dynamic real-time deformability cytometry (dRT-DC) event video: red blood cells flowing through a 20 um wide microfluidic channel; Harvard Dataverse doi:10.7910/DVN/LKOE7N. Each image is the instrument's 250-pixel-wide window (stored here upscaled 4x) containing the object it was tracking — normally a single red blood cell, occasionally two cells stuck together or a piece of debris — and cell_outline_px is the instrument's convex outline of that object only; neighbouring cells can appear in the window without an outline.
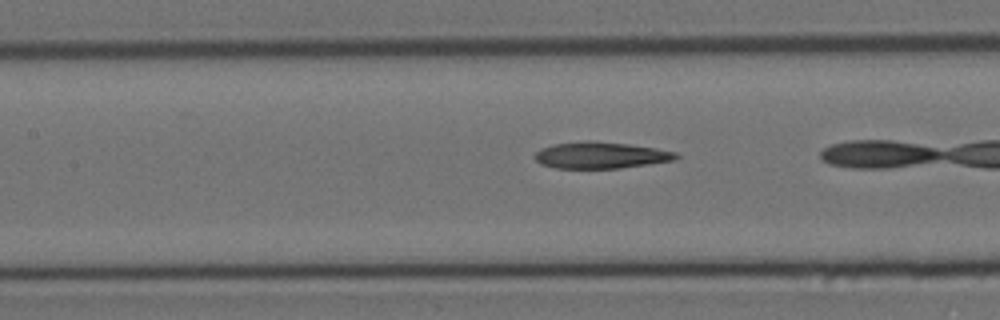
{"species": "Egyptian fruit bat (a non-hibernating species)", "species_latin": "Rousettus aegyptiacus", "temperature_condition": "cold", "stored_images_in_passage": 24, "camera_frame_rate_fps": 3000, "um_per_image_px": 0.085, "animal": {"sex": "female"}, "frame": {"image": 1, "passage_image": 8, "time_ms": 2.333, "image_size_px": [1000, 320], "cell_outline_px": [[680, 156], [676, 160], [620, 168], [556, 168], [540, 164], [532, 156], [540, 148], [552, 144], [592, 140], [628, 144], [656, 148], [676, 152]], "centroid_in_image_um": [51.04, 13.19], "position_along_channel_um": 156.4, "area_um2": 21.96}}